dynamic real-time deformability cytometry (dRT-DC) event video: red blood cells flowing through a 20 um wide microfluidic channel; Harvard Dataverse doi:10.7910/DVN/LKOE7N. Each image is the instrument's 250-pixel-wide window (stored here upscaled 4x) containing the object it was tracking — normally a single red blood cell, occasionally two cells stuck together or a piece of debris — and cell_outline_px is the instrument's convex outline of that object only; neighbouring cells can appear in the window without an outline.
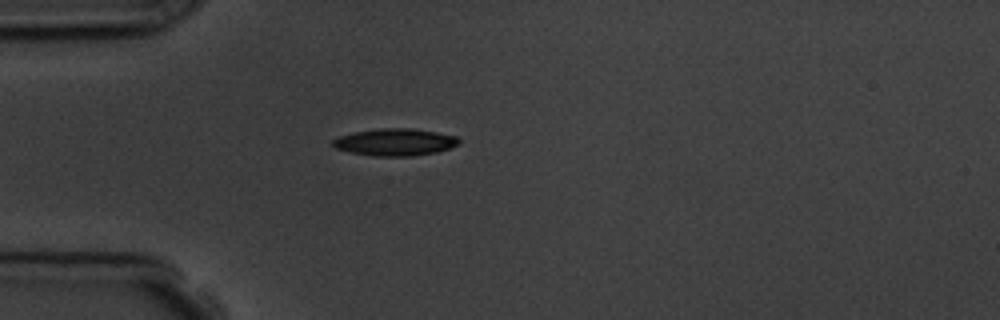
{"species": "common noctule bat (a hibernating species)", "species_latin": "Nyctalus noctula", "temperature_condition": "room temperature", "stored_images_in_passage": 1, "camera_frame_rate_fps": 3000, "um_per_image_px": 0.085, "animal": {"sex": "male", "body_mass_g": 19.5, "forearm_length_mm": 54.6}, "frame": {"image": 1, "passage_image": 1, "time_ms": 0.0, "image_size_px": [1000, 320], "cell_outline_px": [[460, 144], [436, 152], [412, 156], [372, 156], [352, 152], [336, 148], [332, 144], [332, 140], [340, 136], [356, 132], [380, 128], [408, 128], [436, 132], [456, 136], [460, 140]], "centroid_in_image_um": [33.59, 12.08], "position_along_channel_um": 51.4, "area_um2": 19.71}}